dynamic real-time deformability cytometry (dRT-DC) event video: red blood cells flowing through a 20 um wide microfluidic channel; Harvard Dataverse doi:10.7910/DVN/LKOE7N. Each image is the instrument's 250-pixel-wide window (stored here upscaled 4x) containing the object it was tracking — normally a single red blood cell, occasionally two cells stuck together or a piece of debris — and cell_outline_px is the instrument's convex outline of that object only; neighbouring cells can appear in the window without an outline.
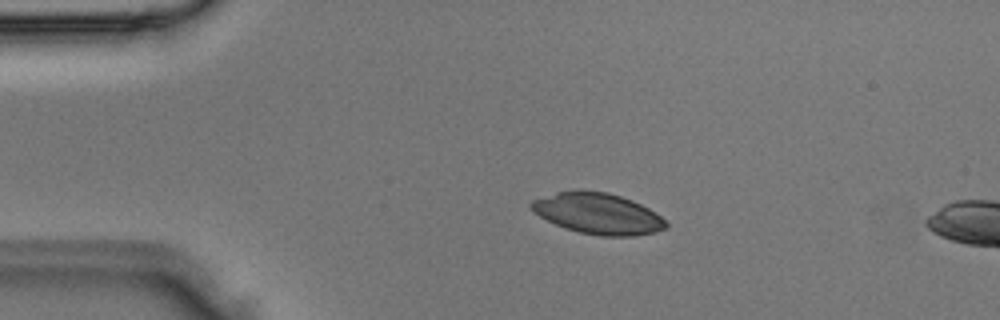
{"species": "Egyptian fruit bat (a non-hibernating species)", "species_latin": "Rousettus aegyptiacus", "temperature_condition": "room temperature", "stored_images_in_passage": 5, "camera_frame_rate_fps": 3000, "um_per_image_px": 0.085, "animal": {"sex": "male"}, "frame": {"image": 1, "passage_image": 2, "time_ms": 0.333, "image_size_px": [1000, 320], "cell_outline_px": [[668, 228], [656, 232], [636, 236], [600, 236], [580, 232], [556, 224], [532, 212], [528, 208], [528, 204], [532, 200], [556, 192], [576, 188], [608, 192], [632, 200], [648, 208], [660, 216], [668, 224]], "centroid_in_image_um": [50.8, 18.13], "position_along_channel_um": 34.2, "area_um2": 32.48}}
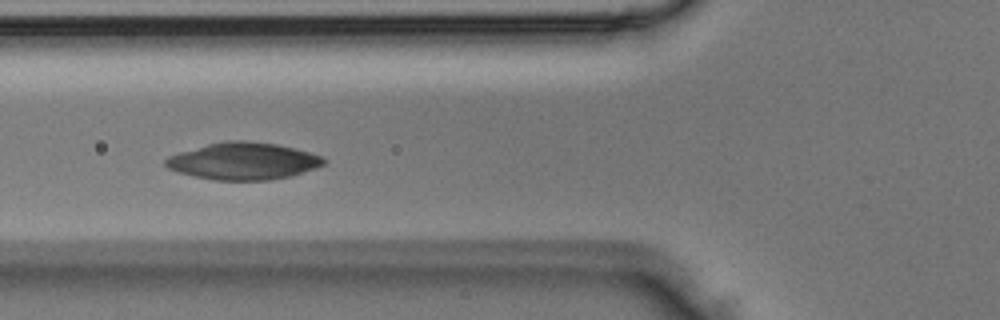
{"frame": {"image": 2, "passage_image": 4, "time_ms": 1.0, "image_size_px": [1000, 320], "cell_outline_px": [[328, 160], [324, 164], [316, 168], [292, 176], [268, 180], [212, 180], [180, 172], [168, 168], [164, 164], [164, 160], [168, 156], [180, 152], [208, 144], [224, 140], [244, 140], [276, 144], [308, 152], [320, 156]], "centroid_in_image_um": [20.68, 13.69], "position_along_channel_um": 105.1, "area_um2": 33.99}}
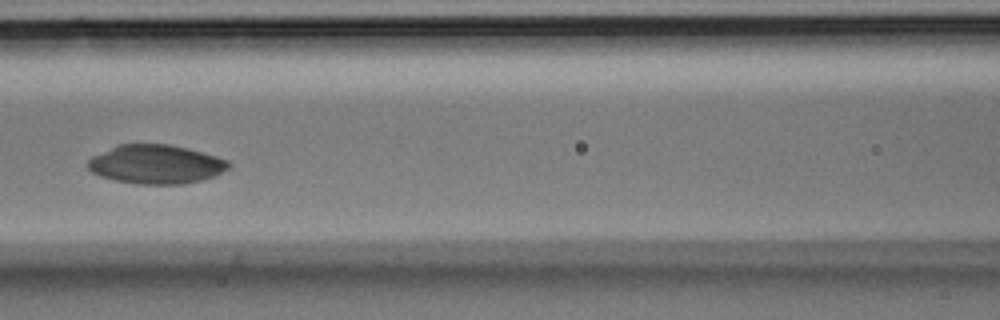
{"frame": {"image": 3, "passage_image": 5, "time_ms": 1.333, "image_size_px": [1000, 320], "cell_outline_px": [[232, 164], [228, 168], [216, 176], [200, 180], [180, 184], [140, 184], [116, 180], [100, 176], [92, 172], [88, 168], [88, 160], [92, 156], [116, 144], [168, 144], [188, 148], [216, 156], [228, 160]], "centroid_in_image_um": [13.26, 13.95], "position_along_channel_um": 153.3, "area_um2": 31.96}}